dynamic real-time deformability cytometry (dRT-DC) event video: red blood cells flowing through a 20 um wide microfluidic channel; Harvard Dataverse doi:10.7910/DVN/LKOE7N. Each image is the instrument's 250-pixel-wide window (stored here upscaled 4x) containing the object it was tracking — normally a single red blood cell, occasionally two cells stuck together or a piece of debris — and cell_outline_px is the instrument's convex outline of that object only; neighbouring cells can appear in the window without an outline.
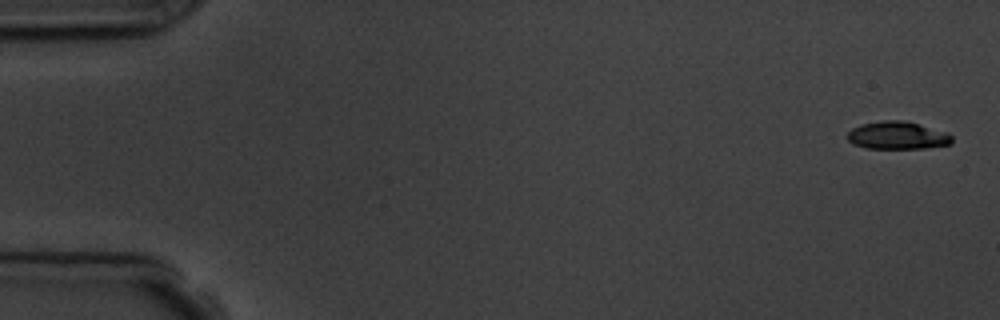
{"species": "common noctule bat (a hibernating species)", "species_latin": "Nyctalus noctula", "temperature_condition": "room temperature", "stored_images_in_passage": 11, "camera_frame_rate_fps": 3000, "um_per_image_px": 0.085, "animal": {"sex": "male", "body_mass_g": 19.5, "forearm_length_mm": 54.6}, "frame": {"image": 1, "passage_image": 1, "time_ms": 0.0, "image_size_px": [1000, 320], "cell_outline_px": [[952, 144], [924, 148], [864, 148], [852, 144], [844, 136], [852, 128], [860, 124], [884, 120], [904, 120], [948, 132], [952, 136]], "centroid_in_image_um": [76.25, 11.51], "position_along_channel_um": 8.7, "area_um2": 17.11}}
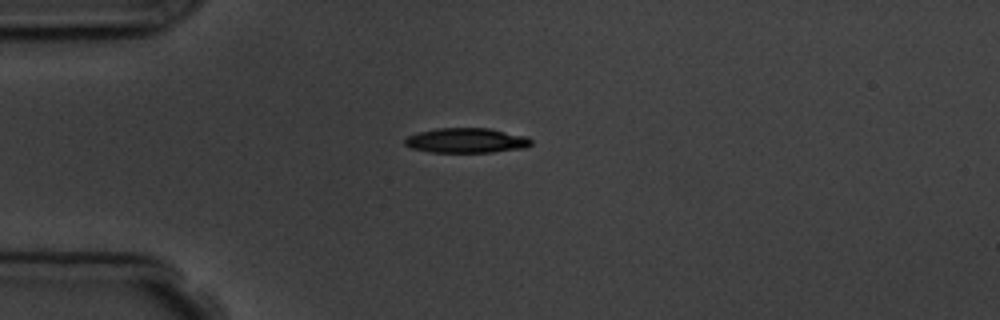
{"frame": {"image": 2, "passage_image": 4, "time_ms": 4.333, "image_size_px": [1000, 320], "cell_outline_px": [[532, 144], [524, 148], [492, 152], [432, 152], [412, 148], [404, 144], [404, 140], [408, 136], [416, 132], [440, 128], [488, 128], [528, 136], [532, 140]], "centroid_in_image_um": [39.66, 11.93], "position_along_channel_um": 45.3, "area_um2": 18.32}}
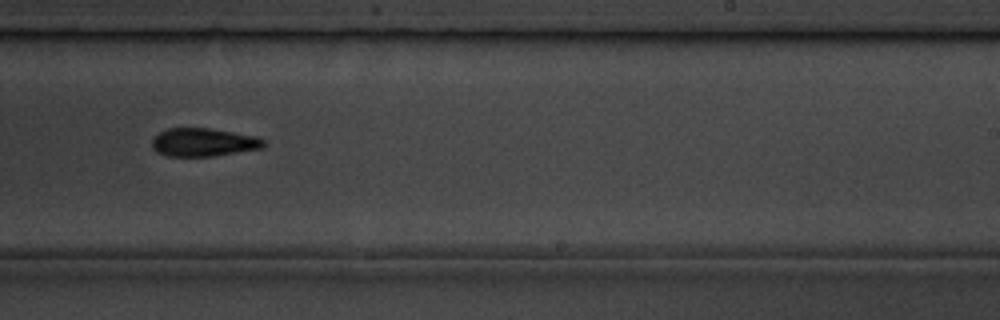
{"frame": {"image": 3, "passage_image": 10, "time_ms": 11.0, "image_size_px": [1000, 320], "cell_outline_px": [[264, 148], [212, 156], [168, 156], [156, 152], [152, 148], [152, 140], [160, 132], [168, 128], [208, 128], [256, 136], [264, 140]], "centroid_in_image_um": [17.28, 12.1], "position_along_channel_um": 271.7, "area_um2": 18.26}}